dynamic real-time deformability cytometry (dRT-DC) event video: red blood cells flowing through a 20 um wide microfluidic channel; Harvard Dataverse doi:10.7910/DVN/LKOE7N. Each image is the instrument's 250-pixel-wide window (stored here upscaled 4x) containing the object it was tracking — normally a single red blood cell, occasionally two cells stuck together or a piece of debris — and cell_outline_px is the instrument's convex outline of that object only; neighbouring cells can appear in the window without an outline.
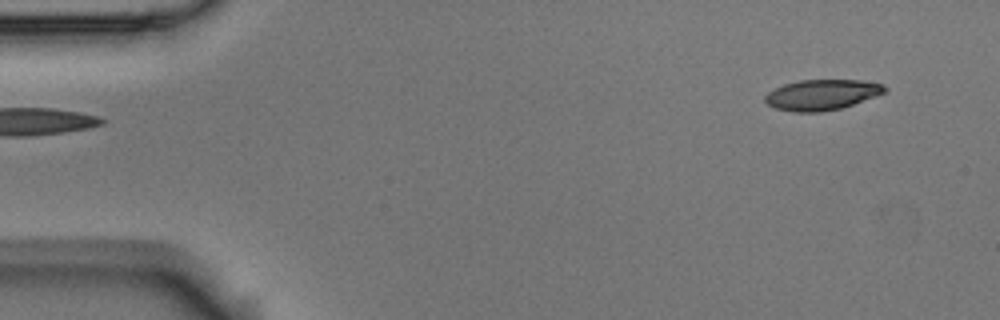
{"species": "Egyptian fruit bat (a non-hibernating species)", "species_latin": "Rousettus aegyptiacus", "temperature_condition": "room temperature", "stored_images_in_passage": 5, "segment_of_instrument_passage": [2, 2], "camera_frame_rate_fps": 3000, "um_per_image_px": 0.085, "animal": {"sex": "male"}, "frame": {"image": 1, "passage_image": 5, "time_ms": 1.333, "image_size_px": [1000, 320], "cell_outline_px": [[888, 88], [884, 92], [876, 96], [840, 108], [820, 112], [792, 112], [776, 108], [768, 104], [764, 100], [764, 96], [768, 92], [784, 84], [800, 80], [864, 80], [884, 84]], "centroid_in_image_um": [69.86, 8.05], "position_along_channel_um": 15.1, "area_um2": 21.21}}